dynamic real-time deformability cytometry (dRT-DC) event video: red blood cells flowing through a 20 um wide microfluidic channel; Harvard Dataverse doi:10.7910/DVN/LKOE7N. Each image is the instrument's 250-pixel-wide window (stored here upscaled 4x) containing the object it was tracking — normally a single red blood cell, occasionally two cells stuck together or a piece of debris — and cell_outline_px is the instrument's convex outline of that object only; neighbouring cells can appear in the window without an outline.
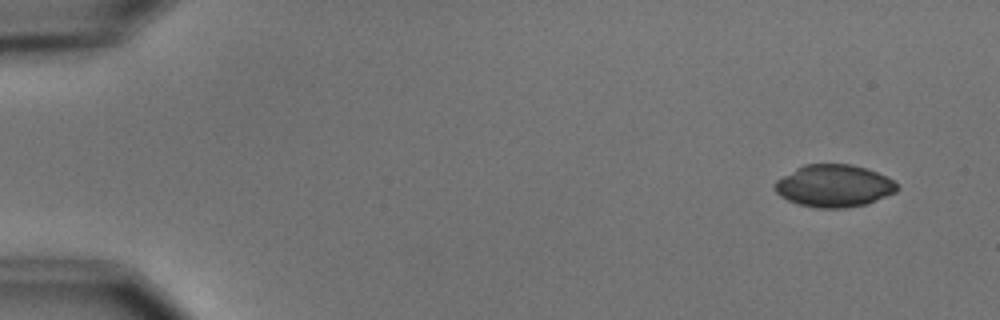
{"species": "common noctule bat (a hibernating species)", "species_latin": "Nyctalus noctula", "temperature_condition": "cold", "stored_images_in_passage": 5, "camera_frame_rate_fps": 3000, "um_per_image_px": 0.085, "animal": {"sex": "male", "body_mass_g": 15.6}, "frame": {"image": 1, "passage_image": 1, "time_ms": 0.0, "image_size_px": [1000, 320], "cell_outline_px": [[896, 192], [868, 204], [844, 208], [816, 208], [796, 204], [780, 196], [776, 192], [776, 180], [796, 168], [804, 164], [852, 164], [876, 172], [892, 180], [896, 184]], "centroid_in_image_um": [70.86, 15.81], "position_along_channel_um": 14.1, "area_um2": 30.0}}